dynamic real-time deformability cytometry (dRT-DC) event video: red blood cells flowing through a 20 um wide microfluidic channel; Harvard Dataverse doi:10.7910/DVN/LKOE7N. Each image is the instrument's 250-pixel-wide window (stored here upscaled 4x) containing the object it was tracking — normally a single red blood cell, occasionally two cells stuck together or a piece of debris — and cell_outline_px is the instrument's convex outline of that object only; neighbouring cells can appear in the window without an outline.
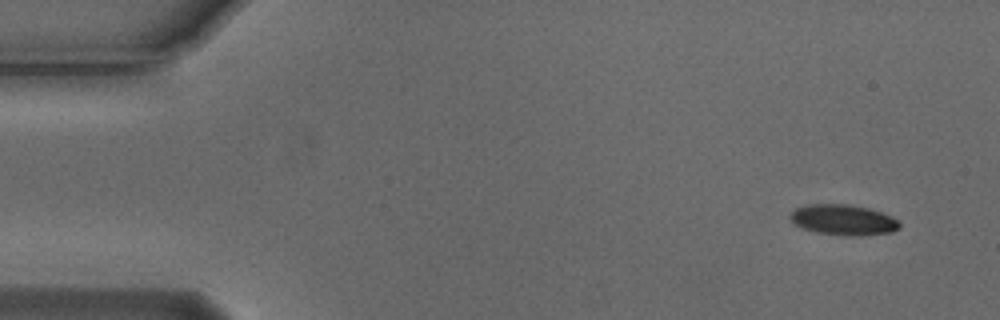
{"species": "Egyptian fruit bat (a non-hibernating species)", "species_latin": "Rousettus aegyptiacus", "temperature_condition": "cold", "stored_images_in_passage": 6, "camera_frame_rate_fps": 3000, "um_per_image_px": 0.085, "animal": {"sex": "male"}, "frame": {"image": 1, "passage_image": 1, "time_ms": 0.0, "image_size_px": [1000, 320], "cell_outline_px": [[900, 228], [892, 232], [860, 236], [848, 236], [816, 232], [804, 228], [796, 224], [788, 216], [796, 208], [808, 204], [848, 204], [868, 208], [892, 216], [900, 224]], "centroid_in_image_um": [71.7, 18.69], "position_along_channel_um": 13.3, "area_um2": 19.36}}
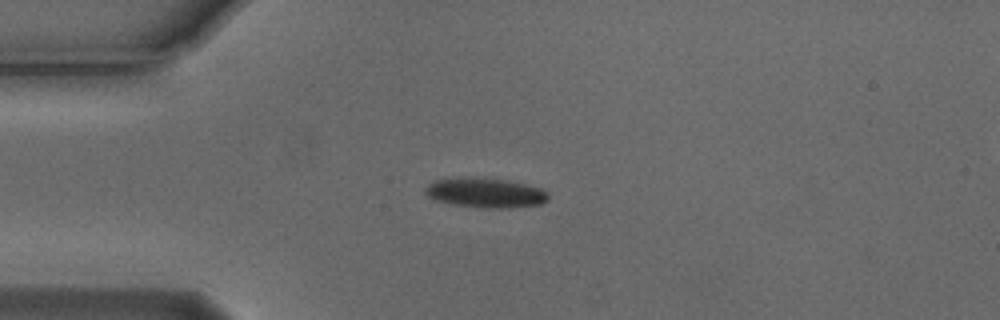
{"frame": {"image": 2, "passage_image": 4, "time_ms": 1.0, "image_size_px": [1000, 320], "cell_outline_px": [[548, 200], [540, 204], [512, 208], [480, 208], [452, 204], [436, 200], [428, 196], [424, 192], [424, 188], [428, 184], [444, 176], [468, 176], [504, 180], [524, 184], [540, 188], [548, 196]], "centroid_in_image_um": [41.16, 16.37], "position_along_channel_um": 43.8, "area_um2": 21.62}}
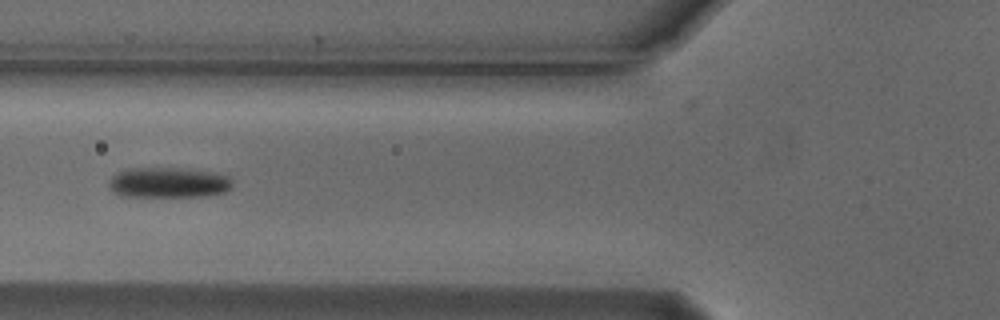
{"frame": {"image": 3, "passage_image": 6, "time_ms": 1.667, "image_size_px": [1000, 320], "cell_outline_px": [[232, 184], [224, 192], [200, 196], [124, 196], [116, 192], [108, 184], [108, 180], [116, 172], [128, 168], [188, 168], [228, 176], [232, 180]], "centroid_in_image_um": [14.28, 15.5], "position_along_channel_um": 111.5, "area_um2": 21.62}}